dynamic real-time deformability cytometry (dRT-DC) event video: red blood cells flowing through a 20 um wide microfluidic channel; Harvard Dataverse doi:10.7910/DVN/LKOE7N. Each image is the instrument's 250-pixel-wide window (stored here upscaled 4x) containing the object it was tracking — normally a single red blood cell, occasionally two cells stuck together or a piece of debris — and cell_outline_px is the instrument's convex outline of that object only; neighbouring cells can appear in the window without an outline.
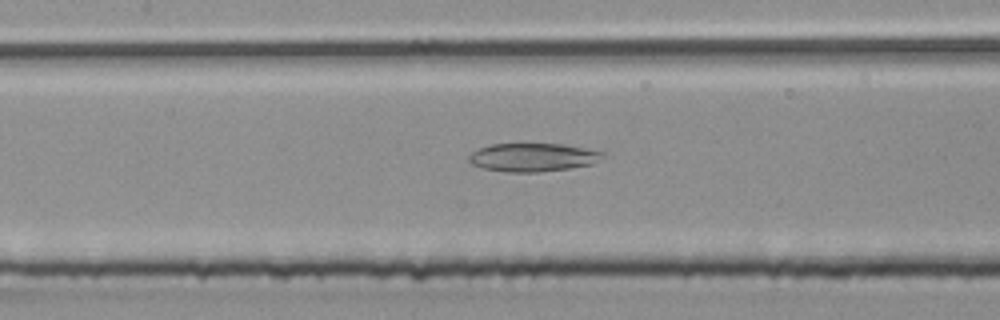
{"species": "common noctule bat (a hibernating species)", "species_latin": "Nyctalus noctula", "temperature_condition": "room temperature", "stored_images_in_passage": 38, "camera_frame_rate_fps": 3000, "um_per_image_px": 0.085, "animal": {"sex": "male", "body_mass_g": 20.4}, "frame": {"image": 1, "passage_image": 10, "time_ms": 3.0, "image_size_px": [1000, 320], "cell_outline_px": [[608, 156], [592, 164], [568, 168], [540, 172], [504, 172], [484, 168], [472, 164], [468, 160], [468, 156], [472, 152], [480, 148], [492, 144], [560, 144], [584, 148], [604, 152]], "centroid_in_image_um": [45.32, 13.38], "position_along_channel_um": 162.1, "area_um2": 22.08}}
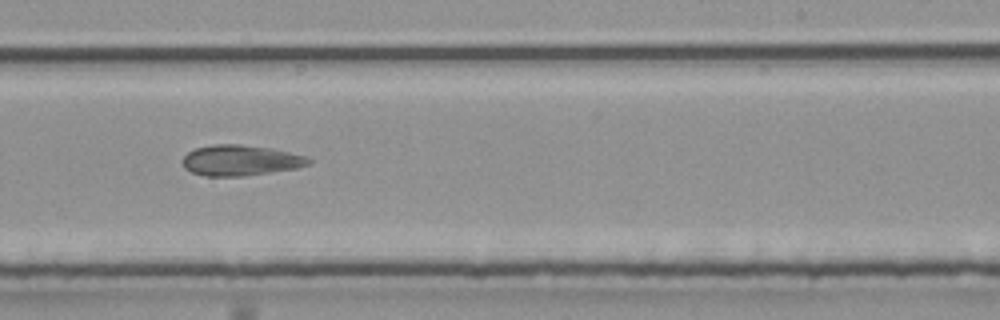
{"frame": {"image": 2, "passage_image": 18, "time_ms": 5.667, "image_size_px": [1000, 320], "cell_outline_px": [[312, 160], [308, 164], [296, 168], [244, 176], [204, 176], [192, 172], [184, 168], [184, 156], [188, 152], [196, 148], [212, 144], [240, 144], [272, 148], [304, 156]], "centroid_in_image_um": [20.42, 13.62], "position_along_channel_um": 268.6, "area_um2": 22.31}}
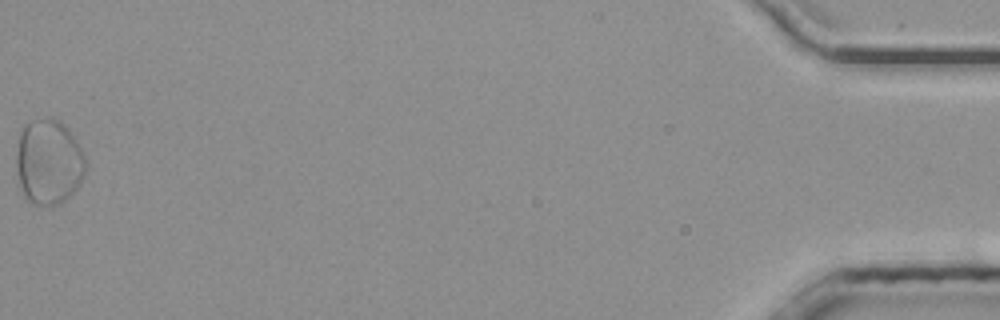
{"frame": {"image": 3, "passage_image": 38, "time_ms": 12.333, "image_size_px": [1000, 320], "cell_outline_px": [[84, 176], [76, 188], [64, 200], [56, 204], [36, 204], [28, 200], [24, 196], [20, 184], [16, 168], [16, 152], [20, 132], [24, 124], [32, 120], [48, 116], [52, 116], [60, 120], [68, 128], [84, 152]], "centroid_in_image_um": [4.12, 13.7], "position_along_channel_um": 431.1, "area_um2": 34.45}}